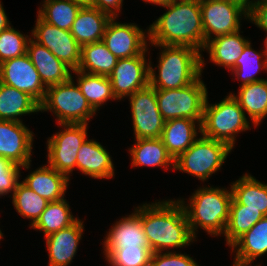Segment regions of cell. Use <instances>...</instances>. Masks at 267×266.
Instances as JSON below:
<instances>
[{"instance_id": "obj_32", "label": "cell", "mask_w": 267, "mask_h": 266, "mask_svg": "<svg viewBox=\"0 0 267 266\" xmlns=\"http://www.w3.org/2000/svg\"><path fill=\"white\" fill-rule=\"evenodd\" d=\"M79 218L74 217L66 199L49 202L46 209L41 213L40 218L30 228L43 231L46 236L65 229L74 224Z\"/></svg>"}, {"instance_id": "obj_41", "label": "cell", "mask_w": 267, "mask_h": 266, "mask_svg": "<svg viewBox=\"0 0 267 266\" xmlns=\"http://www.w3.org/2000/svg\"><path fill=\"white\" fill-rule=\"evenodd\" d=\"M248 19L267 34V1L250 4Z\"/></svg>"}, {"instance_id": "obj_6", "label": "cell", "mask_w": 267, "mask_h": 266, "mask_svg": "<svg viewBox=\"0 0 267 266\" xmlns=\"http://www.w3.org/2000/svg\"><path fill=\"white\" fill-rule=\"evenodd\" d=\"M40 111L53 112L58 124H88L96 114L77 83L75 85L73 76L64 83L47 87Z\"/></svg>"}, {"instance_id": "obj_12", "label": "cell", "mask_w": 267, "mask_h": 266, "mask_svg": "<svg viewBox=\"0 0 267 266\" xmlns=\"http://www.w3.org/2000/svg\"><path fill=\"white\" fill-rule=\"evenodd\" d=\"M32 38L45 46L56 58L72 70H77L81 61V46L69 30L50 25L37 16Z\"/></svg>"}, {"instance_id": "obj_29", "label": "cell", "mask_w": 267, "mask_h": 266, "mask_svg": "<svg viewBox=\"0 0 267 266\" xmlns=\"http://www.w3.org/2000/svg\"><path fill=\"white\" fill-rule=\"evenodd\" d=\"M254 126L260 125L267 116V80L240 86L238 95L231 93Z\"/></svg>"}, {"instance_id": "obj_48", "label": "cell", "mask_w": 267, "mask_h": 266, "mask_svg": "<svg viewBox=\"0 0 267 266\" xmlns=\"http://www.w3.org/2000/svg\"><path fill=\"white\" fill-rule=\"evenodd\" d=\"M265 1H267V0H254L253 2H265Z\"/></svg>"}, {"instance_id": "obj_39", "label": "cell", "mask_w": 267, "mask_h": 266, "mask_svg": "<svg viewBox=\"0 0 267 266\" xmlns=\"http://www.w3.org/2000/svg\"><path fill=\"white\" fill-rule=\"evenodd\" d=\"M22 166L0 156V196L14 193L19 183Z\"/></svg>"}, {"instance_id": "obj_49", "label": "cell", "mask_w": 267, "mask_h": 266, "mask_svg": "<svg viewBox=\"0 0 267 266\" xmlns=\"http://www.w3.org/2000/svg\"><path fill=\"white\" fill-rule=\"evenodd\" d=\"M3 238V233L1 232V229H0V240Z\"/></svg>"}, {"instance_id": "obj_17", "label": "cell", "mask_w": 267, "mask_h": 266, "mask_svg": "<svg viewBox=\"0 0 267 266\" xmlns=\"http://www.w3.org/2000/svg\"><path fill=\"white\" fill-rule=\"evenodd\" d=\"M83 222L78 219L71 226L46 237L49 256L48 266H68L77 253L79 241L84 231Z\"/></svg>"}, {"instance_id": "obj_47", "label": "cell", "mask_w": 267, "mask_h": 266, "mask_svg": "<svg viewBox=\"0 0 267 266\" xmlns=\"http://www.w3.org/2000/svg\"><path fill=\"white\" fill-rule=\"evenodd\" d=\"M240 1L244 2L249 7L250 4H252L254 0H251V1L250 0H240Z\"/></svg>"}, {"instance_id": "obj_23", "label": "cell", "mask_w": 267, "mask_h": 266, "mask_svg": "<svg viewBox=\"0 0 267 266\" xmlns=\"http://www.w3.org/2000/svg\"><path fill=\"white\" fill-rule=\"evenodd\" d=\"M237 266H251L258 257L267 254V216L259 220L249 231L232 246ZM261 266V265H256Z\"/></svg>"}, {"instance_id": "obj_7", "label": "cell", "mask_w": 267, "mask_h": 266, "mask_svg": "<svg viewBox=\"0 0 267 266\" xmlns=\"http://www.w3.org/2000/svg\"><path fill=\"white\" fill-rule=\"evenodd\" d=\"M201 136L174 159V169L189 173L203 182L221 169L232 148L222 141Z\"/></svg>"}, {"instance_id": "obj_25", "label": "cell", "mask_w": 267, "mask_h": 266, "mask_svg": "<svg viewBox=\"0 0 267 266\" xmlns=\"http://www.w3.org/2000/svg\"><path fill=\"white\" fill-rule=\"evenodd\" d=\"M249 42V39L240 35V30H238L234 33L213 37L205 44L203 51H208L209 58L215 65L223 66L231 71Z\"/></svg>"}, {"instance_id": "obj_31", "label": "cell", "mask_w": 267, "mask_h": 266, "mask_svg": "<svg viewBox=\"0 0 267 266\" xmlns=\"http://www.w3.org/2000/svg\"><path fill=\"white\" fill-rule=\"evenodd\" d=\"M78 76L77 85L90 106L97 112L108 100H117L109 76L88 74L72 70Z\"/></svg>"}, {"instance_id": "obj_4", "label": "cell", "mask_w": 267, "mask_h": 266, "mask_svg": "<svg viewBox=\"0 0 267 266\" xmlns=\"http://www.w3.org/2000/svg\"><path fill=\"white\" fill-rule=\"evenodd\" d=\"M230 190V191H229ZM199 187L189 198V204L180 199L192 235L196 238L198 227L211 236L225 233L229 221L230 204L233 198L231 187Z\"/></svg>"}, {"instance_id": "obj_1", "label": "cell", "mask_w": 267, "mask_h": 266, "mask_svg": "<svg viewBox=\"0 0 267 266\" xmlns=\"http://www.w3.org/2000/svg\"><path fill=\"white\" fill-rule=\"evenodd\" d=\"M140 219L153 253L183 248L196 241L179 199L140 205Z\"/></svg>"}, {"instance_id": "obj_13", "label": "cell", "mask_w": 267, "mask_h": 266, "mask_svg": "<svg viewBox=\"0 0 267 266\" xmlns=\"http://www.w3.org/2000/svg\"><path fill=\"white\" fill-rule=\"evenodd\" d=\"M115 20L116 17H112L109 20L102 38L108 50L117 59L130 58L142 54L148 48V29L144 32L134 23L125 24Z\"/></svg>"}, {"instance_id": "obj_28", "label": "cell", "mask_w": 267, "mask_h": 266, "mask_svg": "<svg viewBox=\"0 0 267 266\" xmlns=\"http://www.w3.org/2000/svg\"><path fill=\"white\" fill-rule=\"evenodd\" d=\"M230 186L233 198L243 209L258 210L267 216V184L246 173Z\"/></svg>"}, {"instance_id": "obj_10", "label": "cell", "mask_w": 267, "mask_h": 266, "mask_svg": "<svg viewBox=\"0 0 267 266\" xmlns=\"http://www.w3.org/2000/svg\"><path fill=\"white\" fill-rule=\"evenodd\" d=\"M88 124H59L62 131L53 134L47 140L48 165L66 175L77 168V154L87 139Z\"/></svg>"}, {"instance_id": "obj_36", "label": "cell", "mask_w": 267, "mask_h": 266, "mask_svg": "<svg viewBox=\"0 0 267 266\" xmlns=\"http://www.w3.org/2000/svg\"><path fill=\"white\" fill-rule=\"evenodd\" d=\"M11 198L16 212L24 218L31 219L30 227L37 222L49 203L22 182L17 184Z\"/></svg>"}, {"instance_id": "obj_27", "label": "cell", "mask_w": 267, "mask_h": 266, "mask_svg": "<svg viewBox=\"0 0 267 266\" xmlns=\"http://www.w3.org/2000/svg\"><path fill=\"white\" fill-rule=\"evenodd\" d=\"M39 111L40 104L28 93L0 82V120L22 122V115Z\"/></svg>"}, {"instance_id": "obj_14", "label": "cell", "mask_w": 267, "mask_h": 266, "mask_svg": "<svg viewBox=\"0 0 267 266\" xmlns=\"http://www.w3.org/2000/svg\"><path fill=\"white\" fill-rule=\"evenodd\" d=\"M0 82L28 93L39 104L46 95L47 87L43 84L27 53L0 64Z\"/></svg>"}, {"instance_id": "obj_20", "label": "cell", "mask_w": 267, "mask_h": 266, "mask_svg": "<svg viewBox=\"0 0 267 266\" xmlns=\"http://www.w3.org/2000/svg\"><path fill=\"white\" fill-rule=\"evenodd\" d=\"M114 163L109 152L96 140L82 143L77 154V169L95 179H109L114 176Z\"/></svg>"}, {"instance_id": "obj_3", "label": "cell", "mask_w": 267, "mask_h": 266, "mask_svg": "<svg viewBox=\"0 0 267 266\" xmlns=\"http://www.w3.org/2000/svg\"><path fill=\"white\" fill-rule=\"evenodd\" d=\"M153 45L162 48L156 66L158 75L149 61V85L154 89L183 88L202 75L205 60L198 50L189 46Z\"/></svg>"}, {"instance_id": "obj_5", "label": "cell", "mask_w": 267, "mask_h": 266, "mask_svg": "<svg viewBox=\"0 0 267 266\" xmlns=\"http://www.w3.org/2000/svg\"><path fill=\"white\" fill-rule=\"evenodd\" d=\"M249 124L245 112L231 93L215 104H209L207 96L201 123V135L222 141L233 149L236 134L249 130L251 127Z\"/></svg>"}, {"instance_id": "obj_16", "label": "cell", "mask_w": 267, "mask_h": 266, "mask_svg": "<svg viewBox=\"0 0 267 266\" xmlns=\"http://www.w3.org/2000/svg\"><path fill=\"white\" fill-rule=\"evenodd\" d=\"M34 133L23 122L0 120V156L29 169Z\"/></svg>"}, {"instance_id": "obj_26", "label": "cell", "mask_w": 267, "mask_h": 266, "mask_svg": "<svg viewBox=\"0 0 267 266\" xmlns=\"http://www.w3.org/2000/svg\"><path fill=\"white\" fill-rule=\"evenodd\" d=\"M132 157V167H171L174 170V159L160 138L135 139L134 145L129 149Z\"/></svg>"}, {"instance_id": "obj_33", "label": "cell", "mask_w": 267, "mask_h": 266, "mask_svg": "<svg viewBox=\"0 0 267 266\" xmlns=\"http://www.w3.org/2000/svg\"><path fill=\"white\" fill-rule=\"evenodd\" d=\"M263 217L264 215L258 210L243 209V205L232 198L229 221L224 233L226 245L231 247Z\"/></svg>"}, {"instance_id": "obj_21", "label": "cell", "mask_w": 267, "mask_h": 266, "mask_svg": "<svg viewBox=\"0 0 267 266\" xmlns=\"http://www.w3.org/2000/svg\"><path fill=\"white\" fill-rule=\"evenodd\" d=\"M69 181L66 175L45 164L21 182L48 202H55L64 199Z\"/></svg>"}, {"instance_id": "obj_30", "label": "cell", "mask_w": 267, "mask_h": 266, "mask_svg": "<svg viewBox=\"0 0 267 266\" xmlns=\"http://www.w3.org/2000/svg\"><path fill=\"white\" fill-rule=\"evenodd\" d=\"M117 60L103 41L94 42L81 47V61L77 70L88 74L109 76Z\"/></svg>"}, {"instance_id": "obj_43", "label": "cell", "mask_w": 267, "mask_h": 266, "mask_svg": "<svg viewBox=\"0 0 267 266\" xmlns=\"http://www.w3.org/2000/svg\"><path fill=\"white\" fill-rule=\"evenodd\" d=\"M10 24L11 23L5 13V9L3 8L2 3L0 1V32L8 28Z\"/></svg>"}, {"instance_id": "obj_9", "label": "cell", "mask_w": 267, "mask_h": 266, "mask_svg": "<svg viewBox=\"0 0 267 266\" xmlns=\"http://www.w3.org/2000/svg\"><path fill=\"white\" fill-rule=\"evenodd\" d=\"M205 44L218 37L240 30L242 16L246 20L249 7L240 0H199Z\"/></svg>"}, {"instance_id": "obj_42", "label": "cell", "mask_w": 267, "mask_h": 266, "mask_svg": "<svg viewBox=\"0 0 267 266\" xmlns=\"http://www.w3.org/2000/svg\"><path fill=\"white\" fill-rule=\"evenodd\" d=\"M124 0H93L92 7L109 14L111 17H119L117 13L121 12Z\"/></svg>"}, {"instance_id": "obj_15", "label": "cell", "mask_w": 267, "mask_h": 266, "mask_svg": "<svg viewBox=\"0 0 267 266\" xmlns=\"http://www.w3.org/2000/svg\"><path fill=\"white\" fill-rule=\"evenodd\" d=\"M147 48L142 54L118 59L109 75L113 93L117 100L127 98L135 91L149 85V63L146 59ZM127 96V97H126Z\"/></svg>"}, {"instance_id": "obj_38", "label": "cell", "mask_w": 267, "mask_h": 266, "mask_svg": "<svg viewBox=\"0 0 267 266\" xmlns=\"http://www.w3.org/2000/svg\"><path fill=\"white\" fill-rule=\"evenodd\" d=\"M31 37L22 34L11 25L0 32V64L8 59L27 53V44Z\"/></svg>"}, {"instance_id": "obj_18", "label": "cell", "mask_w": 267, "mask_h": 266, "mask_svg": "<svg viewBox=\"0 0 267 266\" xmlns=\"http://www.w3.org/2000/svg\"><path fill=\"white\" fill-rule=\"evenodd\" d=\"M127 217H122L109 229L103 241V253L110 248L150 247L140 219V206Z\"/></svg>"}, {"instance_id": "obj_24", "label": "cell", "mask_w": 267, "mask_h": 266, "mask_svg": "<svg viewBox=\"0 0 267 266\" xmlns=\"http://www.w3.org/2000/svg\"><path fill=\"white\" fill-rule=\"evenodd\" d=\"M112 17L95 7H81L71 27V34L82 47L102 41L106 26Z\"/></svg>"}, {"instance_id": "obj_22", "label": "cell", "mask_w": 267, "mask_h": 266, "mask_svg": "<svg viewBox=\"0 0 267 266\" xmlns=\"http://www.w3.org/2000/svg\"><path fill=\"white\" fill-rule=\"evenodd\" d=\"M201 123L202 121H195L189 118L165 121L160 139L173 159H176L195 142L198 138L197 128L198 132H201Z\"/></svg>"}, {"instance_id": "obj_11", "label": "cell", "mask_w": 267, "mask_h": 266, "mask_svg": "<svg viewBox=\"0 0 267 266\" xmlns=\"http://www.w3.org/2000/svg\"><path fill=\"white\" fill-rule=\"evenodd\" d=\"M135 139L160 138L164 128L155 89L147 87L135 91L129 96Z\"/></svg>"}, {"instance_id": "obj_35", "label": "cell", "mask_w": 267, "mask_h": 266, "mask_svg": "<svg viewBox=\"0 0 267 266\" xmlns=\"http://www.w3.org/2000/svg\"><path fill=\"white\" fill-rule=\"evenodd\" d=\"M261 69H266L265 53L264 51L257 52L254 50L251 47V42H249L236 60L235 67L231 71L237 77V80H242L240 86H244L252 82L264 80L255 76Z\"/></svg>"}, {"instance_id": "obj_19", "label": "cell", "mask_w": 267, "mask_h": 266, "mask_svg": "<svg viewBox=\"0 0 267 266\" xmlns=\"http://www.w3.org/2000/svg\"><path fill=\"white\" fill-rule=\"evenodd\" d=\"M27 54L46 87L64 83L71 78L72 69L56 58L45 46L36 42L32 36L27 44Z\"/></svg>"}, {"instance_id": "obj_50", "label": "cell", "mask_w": 267, "mask_h": 266, "mask_svg": "<svg viewBox=\"0 0 267 266\" xmlns=\"http://www.w3.org/2000/svg\"><path fill=\"white\" fill-rule=\"evenodd\" d=\"M267 71V59H266V69H265V72ZM265 80H267V79H265Z\"/></svg>"}, {"instance_id": "obj_37", "label": "cell", "mask_w": 267, "mask_h": 266, "mask_svg": "<svg viewBox=\"0 0 267 266\" xmlns=\"http://www.w3.org/2000/svg\"><path fill=\"white\" fill-rule=\"evenodd\" d=\"M150 247L110 248L104 255L111 266H150Z\"/></svg>"}, {"instance_id": "obj_46", "label": "cell", "mask_w": 267, "mask_h": 266, "mask_svg": "<svg viewBox=\"0 0 267 266\" xmlns=\"http://www.w3.org/2000/svg\"><path fill=\"white\" fill-rule=\"evenodd\" d=\"M264 45H265V48H264V53H265V58L267 59V36H266V38H265V41H264Z\"/></svg>"}, {"instance_id": "obj_2", "label": "cell", "mask_w": 267, "mask_h": 266, "mask_svg": "<svg viewBox=\"0 0 267 266\" xmlns=\"http://www.w3.org/2000/svg\"><path fill=\"white\" fill-rule=\"evenodd\" d=\"M167 11L149 25L150 44L189 46L204 49V31L199 0H172Z\"/></svg>"}, {"instance_id": "obj_8", "label": "cell", "mask_w": 267, "mask_h": 266, "mask_svg": "<svg viewBox=\"0 0 267 266\" xmlns=\"http://www.w3.org/2000/svg\"><path fill=\"white\" fill-rule=\"evenodd\" d=\"M200 77L183 88L155 89L157 105L165 121L177 118L203 120L208 91Z\"/></svg>"}, {"instance_id": "obj_45", "label": "cell", "mask_w": 267, "mask_h": 266, "mask_svg": "<svg viewBox=\"0 0 267 266\" xmlns=\"http://www.w3.org/2000/svg\"><path fill=\"white\" fill-rule=\"evenodd\" d=\"M143 1H145L146 3H151V4L162 6V5H165L171 2L172 0H143Z\"/></svg>"}, {"instance_id": "obj_34", "label": "cell", "mask_w": 267, "mask_h": 266, "mask_svg": "<svg viewBox=\"0 0 267 266\" xmlns=\"http://www.w3.org/2000/svg\"><path fill=\"white\" fill-rule=\"evenodd\" d=\"M38 16L46 23L63 30H71L81 6L71 0H44Z\"/></svg>"}, {"instance_id": "obj_40", "label": "cell", "mask_w": 267, "mask_h": 266, "mask_svg": "<svg viewBox=\"0 0 267 266\" xmlns=\"http://www.w3.org/2000/svg\"><path fill=\"white\" fill-rule=\"evenodd\" d=\"M150 266H199L189 254L166 251L152 253Z\"/></svg>"}, {"instance_id": "obj_44", "label": "cell", "mask_w": 267, "mask_h": 266, "mask_svg": "<svg viewBox=\"0 0 267 266\" xmlns=\"http://www.w3.org/2000/svg\"><path fill=\"white\" fill-rule=\"evenodd\" d=\"M74 3L80 5L81 7H89L92 5L93 0H71Z\"/></svg>"}]
</instances>
